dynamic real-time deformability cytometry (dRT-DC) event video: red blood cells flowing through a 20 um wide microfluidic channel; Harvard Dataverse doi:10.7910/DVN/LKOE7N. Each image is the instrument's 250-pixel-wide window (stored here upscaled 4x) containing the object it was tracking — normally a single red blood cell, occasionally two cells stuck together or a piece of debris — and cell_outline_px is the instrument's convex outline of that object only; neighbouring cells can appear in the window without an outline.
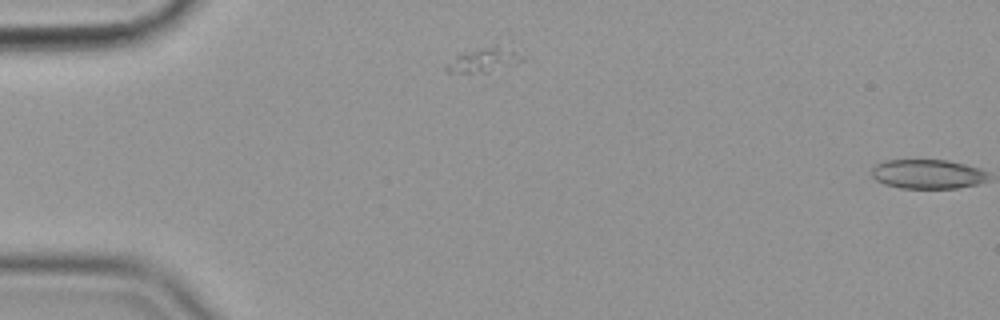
{"species": "common noctule bat (a hibernating species)", "species_latin": "Nyctalus noctula", "temperature_condition": "cold", "stored_images_in_passage": 2, "segment_of_instrument_passage": [1, 2], "camera_frame_rate_fps": 3000, "um_per_image_px": 0.085, "animal": {"sex": "female", "body_mass_g": 19.9}, "frame": {"image": 1, "passage_image": 1, "time_ms": 0.0, "image_size_px": [1000, 320], "cell_outline_px": [[532, 60], [500, 76], [448, 72], [444, 68], [456, 56], [496, 44], [512, 40], [528, 52]], "centroid_in_image_um": [41.7, 5.1], "position_along_channel_um": 43.3, "area_um2": 13.93}}